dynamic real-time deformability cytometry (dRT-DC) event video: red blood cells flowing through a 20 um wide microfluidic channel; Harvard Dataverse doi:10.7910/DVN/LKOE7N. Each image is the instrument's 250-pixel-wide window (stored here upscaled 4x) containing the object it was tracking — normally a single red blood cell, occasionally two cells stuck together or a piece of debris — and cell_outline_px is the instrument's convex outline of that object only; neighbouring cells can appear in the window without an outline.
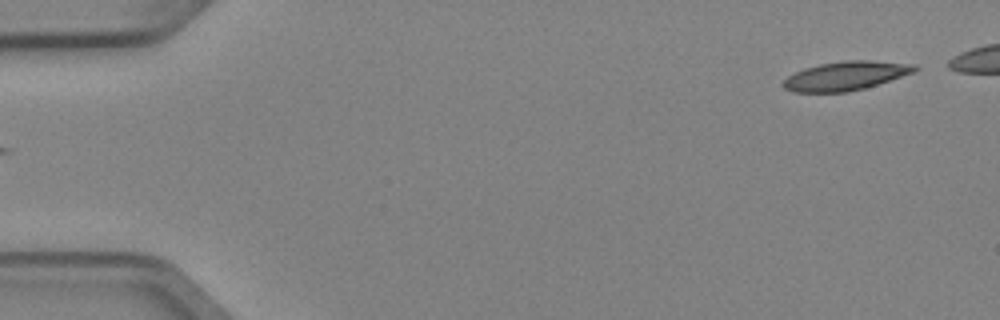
{"species": "Egyptian fruit bat (a non-hibernating species)", "species_latin": "Rousettus aegyptiacus", "temperature_condition": "cold", "stored_images_in_passage": 4, "segment_of_instrument_passage": [2, 2], "camera_frame_rate_fps": 3000, "um_per_image_px": 0.085, "animal": {"sex": "female"}, "frame": {"image": 1, "passage_image": 4, "time_ms": 1.0, "image_size_px": [1000, 320], "cell_outline_px": [[920, 68], [912, 72], [864, 88], [848, 92], [792, 92], [784, 88], [780, 84], [788, 76], [804, 68], [820, 64], [844, 60], [872, 60], [916, 64]], "centroid_in_image_um": [71.85, 6.44], "position_along_channel_um": 13.2, "area_um2": 22.02}}